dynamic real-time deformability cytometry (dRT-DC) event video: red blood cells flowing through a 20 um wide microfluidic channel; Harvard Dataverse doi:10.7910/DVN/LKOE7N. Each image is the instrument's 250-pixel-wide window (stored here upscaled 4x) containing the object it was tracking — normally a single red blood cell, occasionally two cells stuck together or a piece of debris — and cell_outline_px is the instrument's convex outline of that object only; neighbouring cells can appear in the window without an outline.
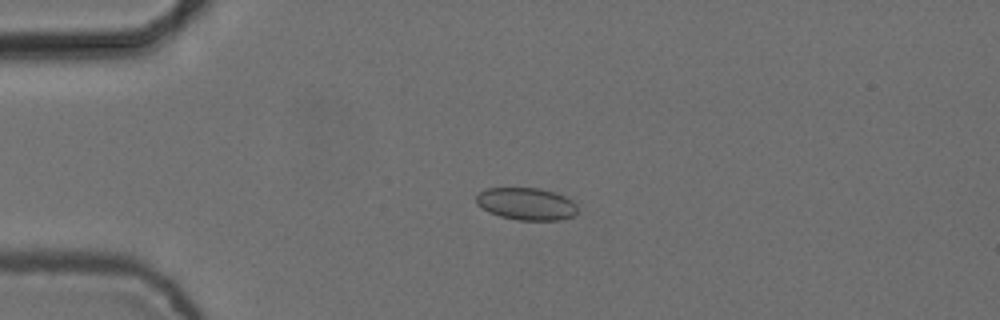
{"species": "common noctule bat (a hibernating species)", "species_latin": "Nyctalus noctula", "temperature_condition": "cold", "stored_images_in_passage": 6, "camera_frame_rate_fps": 3000, "um_per_image_px": 0.085, "animal": {"sex": "female", "body_mass_g": 24.6, "forearm_length_mm": 56.2}, "frame": {"image": 1, "passage_image": 4, "time_ms": 1.0, "image_size_px": [1000, 320], "cell_outline_px": [[576, 212], [572, 216], [560, 220], [520, 220], [500, 216], [488, 212], [476, 204], [476, 196], [484, 188], [540, 188], [564, 196], [572, 200], [576, 204]], "centroid_in_image_um": [44.71, 17.32], "position_along_channel_um": 40.3, "area_um2": 19.02}}
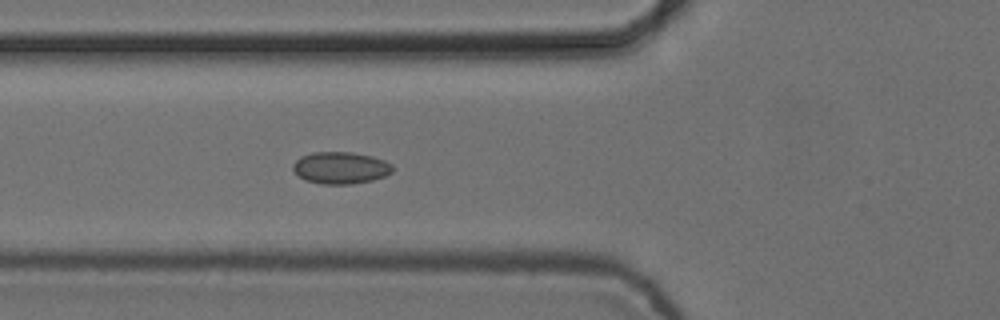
{"frame": {"image": 2, "passage_image": 6, "time_ms": 1.667, "image_size_px": [1000, 320], "cell_outline_px": [[392, 172], [384, 176], [372, 180], [352, 184], [320, 184], [304, 180], [292, 168], [292, 164], [300, 156], [312, 152], [352, 152], [372, 156], [384, 160], [392, 164]], "centroid_in_image_um": [28.93, 14.26], "position_along_channel_um": 96.9, "area_um2": 18.61}}